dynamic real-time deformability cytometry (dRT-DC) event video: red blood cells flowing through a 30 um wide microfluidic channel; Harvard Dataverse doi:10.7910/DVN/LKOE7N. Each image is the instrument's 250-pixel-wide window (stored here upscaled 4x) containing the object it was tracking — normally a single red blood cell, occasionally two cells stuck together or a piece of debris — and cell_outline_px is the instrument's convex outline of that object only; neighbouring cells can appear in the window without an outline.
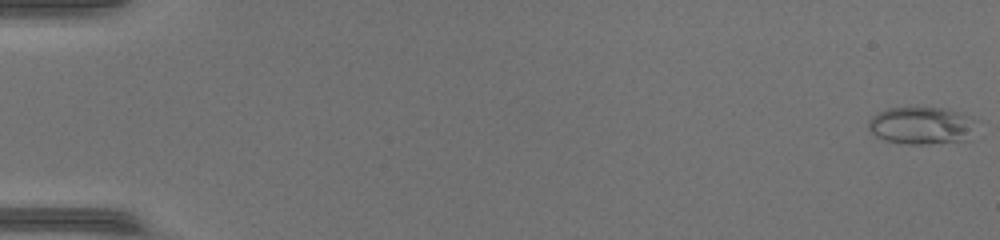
{"species": "common noctule bat (a hibernating species)", "species_latin": "Nyctalus noctula", "temperature_condition": "warm", "stored_images_in_passage": 49, "camera_frame_rate_fps": 3000, "um_per_image_px": 0.085, "animal": {"sex": "female", "body_mass_g": 17.0, "forearm_length_mm": 48.0}, "frame": {"image": 1, "passage_image": 1, "time_ms": 0.0, "image_size_px": [1000, 240], "cell_outline_px": [[968, 128], [960, 140], [924, 144], [908, 144], [884, 140], [876, 136], [868, 128], [868, 120], [872, 116], [888, 108], [940, 108], [956, 112], [968, 116]], "centroid_in_image_um": [78.08, 10.66], "position_along_channel_um": 6.9, "area_um2": 22.02}}
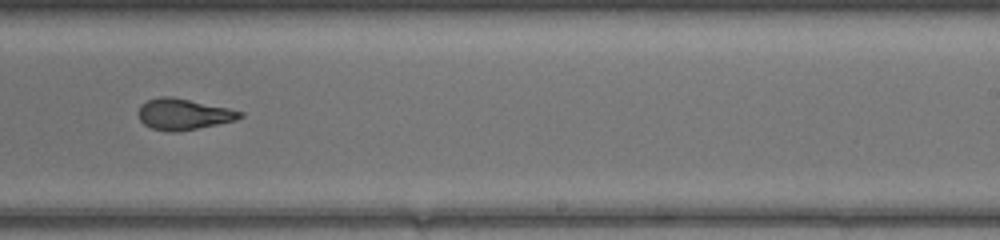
{"frame": {"image": 2, "passage_image": 32, "time_ms": 10.333, "image_size_px": [1000, 240], "cell_outline_px": [[244, 116], [236, 120], [176, 132], [168, 132], [152, 128], [144, 124], [140, 120], [136, 112], [140, 104], [148, 100], [160, 96], [172, 96], [228, 108], [244, 112]], "centroid_in_image_um": [15.55, 9.7], "position_along_channel_um": 273.4, "area_um2": 18.44}}
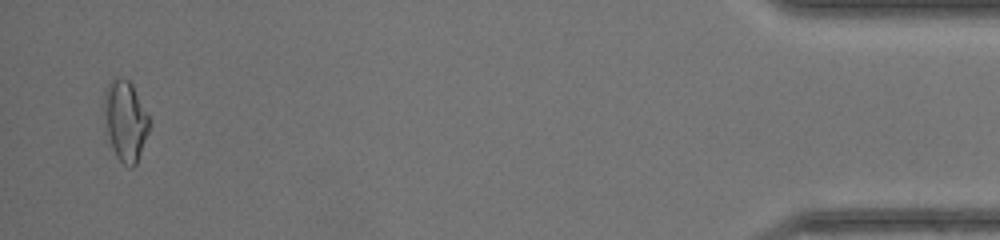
{"frame": {"image": 3, "passage_image": 48, "time_ms": 15.667, "image_size_px": [1000, 240], "cell_outline_px": [[148, 132], [136, 164], [132, 168], [128, 168], [116, 156], [112, 148], [108, 132], [104, 112], [104, 96], [108, 84], [112, 80], [128, 80], [132, 84], [148, 116]], "centroid_in_image_um": [10.66, 10.3], "position_along_channel_um": 424.5, "area_um2": 20.35}, "authors_computed_cell_mechanics": {"area_um2": 19.5364, "velocity_mm_per_s": 4.3513, "shape_relaxation_time_tau1_ms": null, "shape_relaxation_time_tau2_ms": 1.2995, "deformation_change_tau1": null, "deformation_change_tau2": 0.0774}}